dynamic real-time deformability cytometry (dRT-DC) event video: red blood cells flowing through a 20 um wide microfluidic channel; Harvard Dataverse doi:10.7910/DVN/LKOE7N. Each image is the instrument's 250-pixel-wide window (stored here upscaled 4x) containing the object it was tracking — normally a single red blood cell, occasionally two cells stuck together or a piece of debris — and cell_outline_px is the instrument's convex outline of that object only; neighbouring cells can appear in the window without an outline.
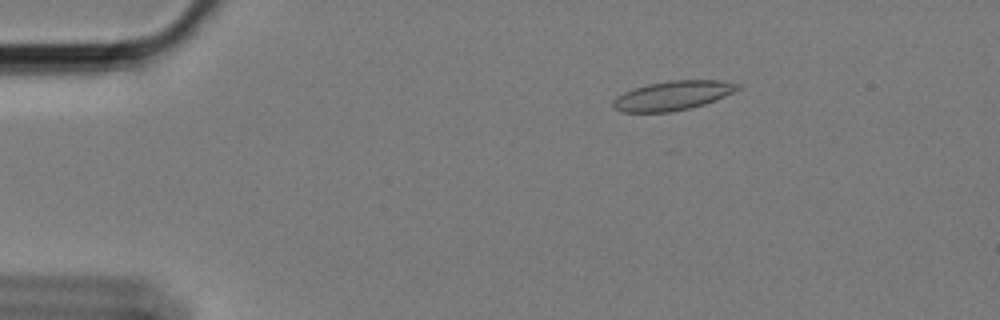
{"species": "Egyptian fruit bat (a non-hibernating species)", "species_latin": "Rousettus aegyptiacus", "temperature_condition": "cold", "stored_images_in_passage": 50, "camera_frame_rate_fps": 3000, "um_per_image_px": 0.085, "animal": {"sex": "female"}, "frame": {"image": 1, "passage_image": 1, "time_ms": 0.0, "image_size_px": [1000, 320], "cell_outline_px": [[744, 88], [716, 100], [704, 104], [688, 108], [668, 112], [620, 112], [612, 108], [612, 100], [616, 96], [632, 88], [648, 84], [668, 80], [720, 80], [740, 84]], "centroid_in_image_um": [57.18, 8.11], "position_along_channel_um": 27.8, "area_um2": 21.56}}
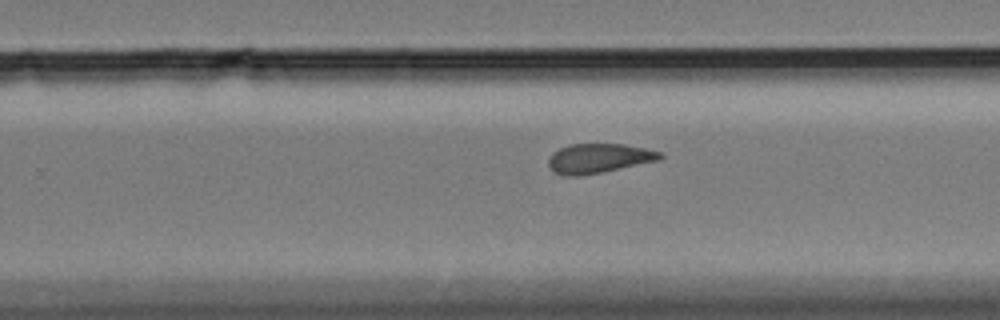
{"frame": {"image": 2, "passage_image": 29, "time_ms": 9.333, "image_size_px": [1000, 320], "cell_outline_px": [[664, 156], [660, 160], [580, 176], [568, 176], [556, 172], [548, 164], [548, 156], [552, 152], [568, 144], [624, 144], [644, 148], [660, 152]], "centroid_in_image_um": [50.88, 13.44], "position_along_channel_um": 278.9, "area_um2": 19.02}}
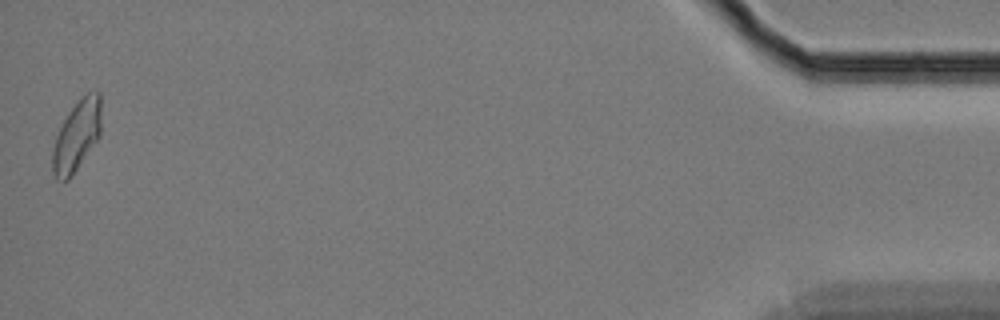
{"frame": {"image": 3, "passage_image": 50, "time_ms": 16.333, "image_size_px": [1000, 320], "cell_outline_px": [[100, 136], [72, 176], [68, 180], [56, 180], [52, 172], [52, 148], [56, 136], [68, 112], [88, 92], [96, 88], [100, 92]], "centroid_in_image_um": [6.52, 11.56], "position_along_channel_um": 428.7, "area_um2": 20.0}, "authors_computed_cell_mechanics": {"area_um2": 19.7387, "velocity_mm_per_s": 3.3731, "shape_relaxation_time_tau1_ms": null, "shape_relaxation_time_tau2_ms": 2.6708, "deformation_change_tau1": null, "deformation_change_tau2": 0.0912}}